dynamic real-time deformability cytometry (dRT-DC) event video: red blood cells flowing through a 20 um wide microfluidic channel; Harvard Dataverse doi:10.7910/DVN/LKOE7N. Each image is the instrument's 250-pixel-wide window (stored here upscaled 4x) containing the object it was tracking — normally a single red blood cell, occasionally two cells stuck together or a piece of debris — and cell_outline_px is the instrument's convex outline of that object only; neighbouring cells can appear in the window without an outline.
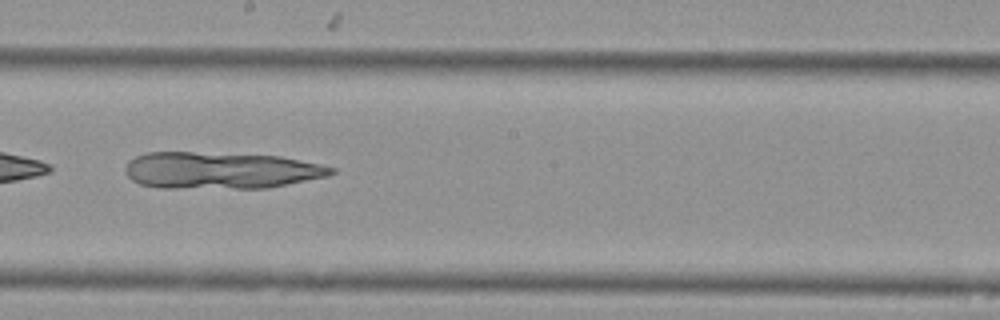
{"species": "Egyptian fruit bat (a non-hibernating species)", "species_latin": "Rousettus aegyptiacus", "temperature_condition": "cold", "stored_images_in_passage": 36, "camera_frame_rate_fps": 3000, "um_per_image_px": 0.085, "animal": {"sex": "female"}, "frame": {"image": 1, "passage_image": 16, "time_ms": 5.0, "image_size_px": [1000, 320], "cell_outline_px": [[336, 172], [328, 176], [268, 188], [160, 188], [140, 184], [132, 180], [128, 176], [124, 168], [128, 160], [136, 156], [148, 152], [192, 152], [280, 156], [320, 164], [336, 168]], "centroid_in_image_um": [18.74, 14.49], "position_along_channel_um": 229.5, "area_um2": 44.27}}